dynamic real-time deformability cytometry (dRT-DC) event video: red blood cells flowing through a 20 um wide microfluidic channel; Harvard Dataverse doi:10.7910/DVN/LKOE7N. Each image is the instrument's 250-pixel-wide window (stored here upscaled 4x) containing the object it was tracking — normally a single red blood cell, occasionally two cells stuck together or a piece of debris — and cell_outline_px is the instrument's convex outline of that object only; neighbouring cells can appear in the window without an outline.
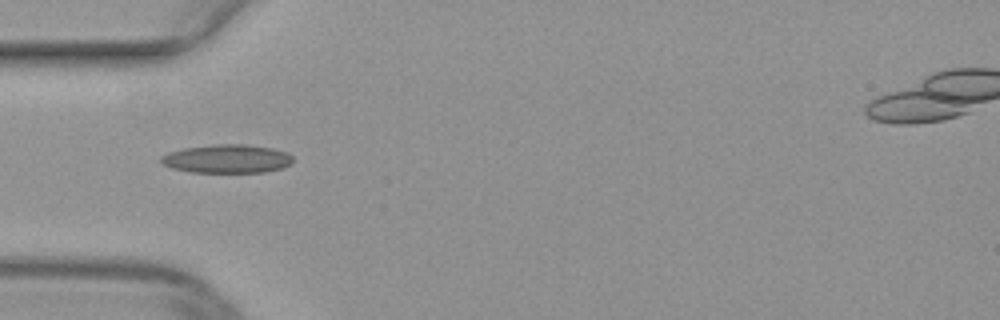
{"species": "common noctule bat (a hibernating species)", "species_latin": "Nyctalus noctula", "temperature_condition": "warm", "stored_images_in_passage": 35, "camera_frame_rate_fps": 3000, "um_per_image_px": 0.085, "animal": {"sex": "female", "body_mass_g": 29.2, "forearm_length_mm": 56.3}, "frame": {"image": 1, "passage_image": 1, "time_ms": 0.0, "image_size_px": [1000, 320], "cell_outline_px": [[292, 160], [284, 168], [264, 172], [192, 172], [172, 168], [164, 164], [160, 160], [160, 156], [168, 152], [184, 148], [216, 144], [244, 144], [272, 148], [284, 152], [292, 156]], "centroid_in_image_um": [19.27, 13.49], "position_along_channel_um": 65.7, "area_um2": 21.79}}
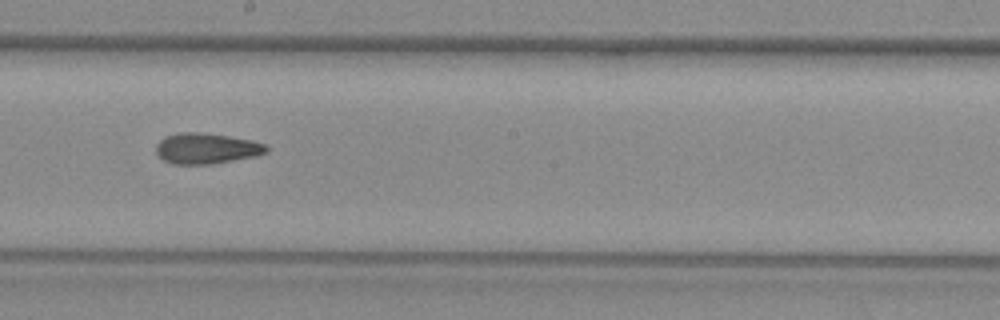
{"frame": {"image": 2, "passage_image": 13, "time_ms": 4.0, "image_size_px": [1000, 320], "cell_outline_px": [[268, 152], [256, 156], [208, 164], [172, 164], [164, 160], [156, 152], [156, 144], [164, 136], [180, 132], [200, 132], [228, 136], [252, 140], [264, 144], [268, 148]], "centroid_in_image_um": [17.53, 12.61], "position_along_channel_um": 230.7, "area_um2": 19.65}}
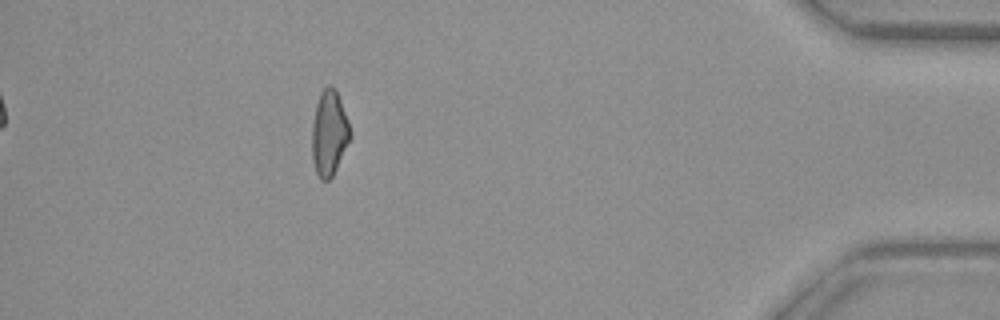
{"frame": {"image": 3, "passage_image": 30, "time_ms": 9.667, "image_size_px": [1000, 320], "cell_outline_px": [[352, 136], [332, 176], [328, 180], [320, 180], [316, 172], [312, 160], [312, 124], [316, 104], [320, 92], [328, 84], [336, 88], [348, 120], [352, 132]], "centroid_in_image_um": [27.98, 11.29], "position_along_channel_um": 407.2, "area_um2": 19.13}}